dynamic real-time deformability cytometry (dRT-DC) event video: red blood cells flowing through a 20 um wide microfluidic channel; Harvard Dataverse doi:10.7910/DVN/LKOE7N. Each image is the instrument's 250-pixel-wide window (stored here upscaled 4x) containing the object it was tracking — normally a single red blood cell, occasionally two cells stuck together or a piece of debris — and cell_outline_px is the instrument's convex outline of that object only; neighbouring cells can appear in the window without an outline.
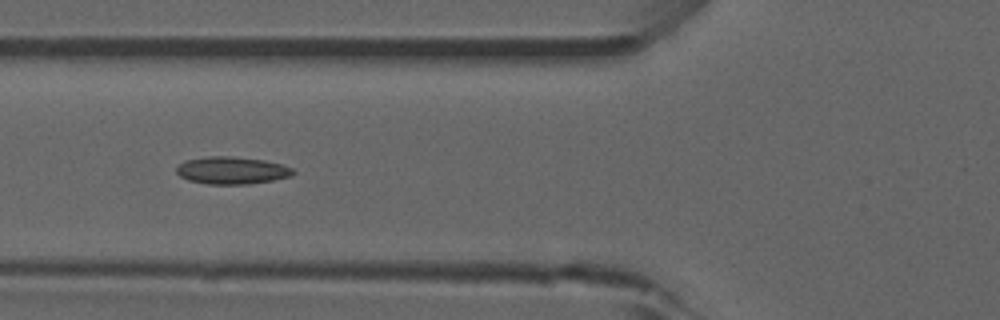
{"species": "common noctule bat (a hibernating species)", "species_latin": "Nyctalus noctula", "temperature_condition": "room temperature", "stored_images_in_passage": 40, "camera_frame_rate_fps": 3000, "um_per_image_px": 0.085, "animal": {"sex": "male", "forearm_length_mm": 52.5}, "frame": {"image": 1, "passage_image": 7, "time_ms": 2.0, "image_size_px": [1000, 320], "cell_outline_px": [[296, 172], [292, 176], [272, 180], [248, 184], [208, 184], [188, 180], [180, 176], [176, 172], [176, 168], [184, 160], [208, 156], [232, 156], [264, 160], [280, 164], [292, 168]], "centroid_in_image_um": [19.7, 14.48], "position_along_channel_um": 106.1, "area_um2": 18.61}, "authors_computed_cell_mechanics": {"area_um2": 17.2533, "velocity_mm_per_s": 3.8626, "shape_relaxation_time_tau1_ms": null, "shape_relaxation_time_tau2_ms": 3.1323, "deformation_change_tau1": null, "deformation_change_tau2": 0.0845}}